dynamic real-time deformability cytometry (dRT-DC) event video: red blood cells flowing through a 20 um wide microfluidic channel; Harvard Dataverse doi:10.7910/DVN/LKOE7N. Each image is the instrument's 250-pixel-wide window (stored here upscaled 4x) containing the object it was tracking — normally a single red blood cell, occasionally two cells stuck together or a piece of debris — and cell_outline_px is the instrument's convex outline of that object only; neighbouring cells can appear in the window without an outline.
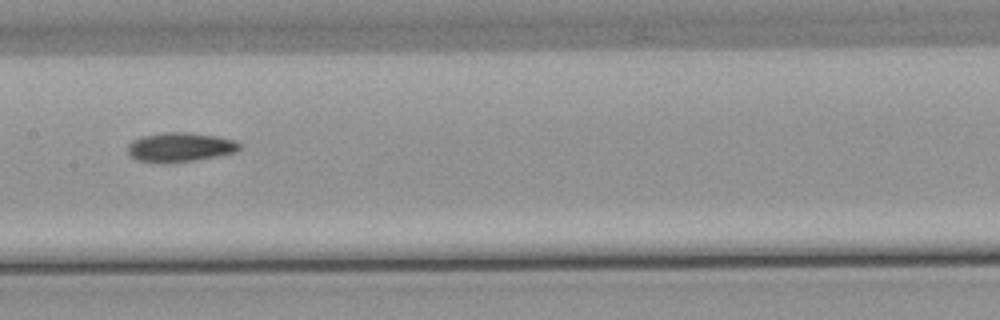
{"species": "common noctule bat (a hibernating species)", "species_latin": "Nyctalus noctula", "temperature_condition": "warm", "stored_images_in_passage": 9, "camera_frame_rate_fps": 3000, "um_per_image_px": 0.085, "animal": {"sex": "male", "body_mass_g": 21.5, "forearm_length_mm": 52.0}, "frame": {"image": 1, "passage_image": 7, "time_ms": 7.333, "image_size_px": [1000, 320], "cell_outline_px": [[240, 148], [236, 152], [216, 156], [192, 160], [140, 160], [128, 156], [128, 144], [132, 140], [140, 136], [164, 132], [188, 132], [216, 136], [236, 140], [240, 144]], "centroid_in_image_um": [15.32, 12.45], "position_along_channel_um": 192.1, "area_um2": 18.44}}
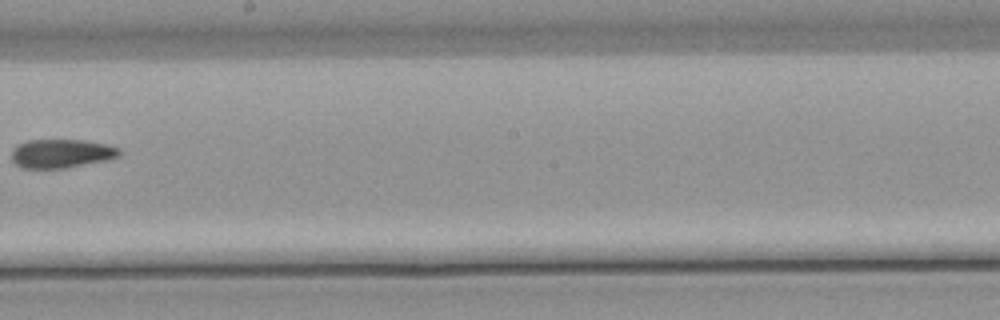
{"frame": {"image": 2, "passage_image": 8, "time_ms": 8.667, "image_size_px": [1000, 320], "cell_outline_px": [[120, 156], [108, 160], [64, 168], [24, 168], [16, 164], [12, 160], [12, 148], [16, 144], [28, 140], [84, 140], [108, 144], [120, 148]], "centroid_in_image_um": [5.23, 13.04], "position_along_channel_um": 243.0, "area_um2": 18.21}}
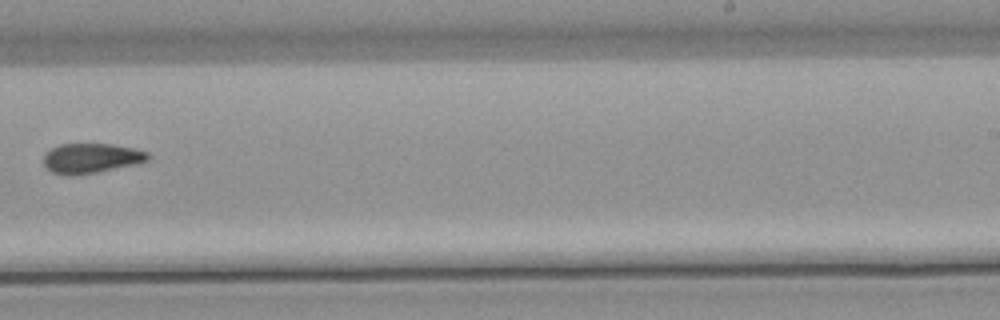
{"frame": {"image": 3, "passage_image": 9, "time_ms": 9.667, "image_size_px": [1000, 320], "cell_outline_px": [[148, 160], [136, 164], [96, 172], [72, 176], [68, 176], [52, 172], [44, 164], [44, 152], [60, 144], [112, 144], [132, 148], [148, 152]], "centroid_in_image_um": [7.72, 13.45], "position_along_channel_um": 281.3, "area_um2": 18.03}}